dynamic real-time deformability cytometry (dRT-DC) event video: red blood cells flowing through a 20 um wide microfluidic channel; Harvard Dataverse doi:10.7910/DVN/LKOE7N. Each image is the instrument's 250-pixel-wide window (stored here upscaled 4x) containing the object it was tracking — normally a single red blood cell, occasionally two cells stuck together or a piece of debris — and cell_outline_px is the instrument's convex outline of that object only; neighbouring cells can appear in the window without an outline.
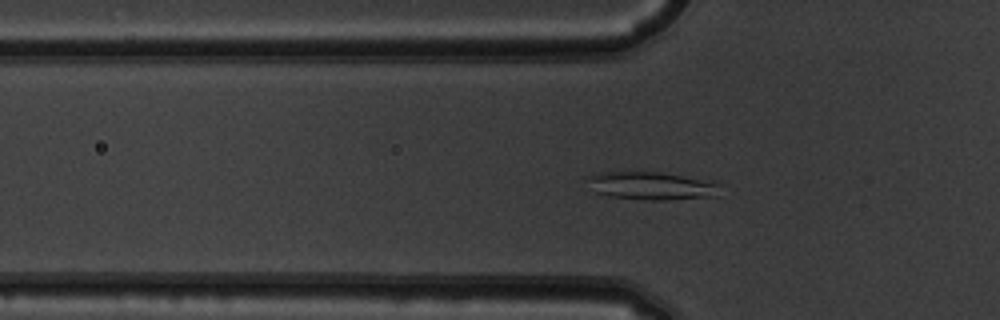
{"species": "common noctule bat (a hibernating species)", "species_latin": "Nyctalus noctula", "temperature_condition": "warm", "stored_images_in_passage": 42, "camera_frame_rate_fps": 3000, "um_per_image_px": 0.085, "animal": {"sex": "male", "body_mass_g": 19.5, "forearm_length_mm": 54.6}, "frame": {"image": 1, "passage_image": 7, "time_ms": 2.0, "image_size_px": [1000, 320], "cell_outline_px": [[720, 196], [668, 200], [644, 200], [608, 196], [596, 192], [588, 180], [588, 176], [596, 172], [656, 172], [680, 176], [716, 184]], "centroid_in_image_um": [55.3, 15.82], "position_along_channel_um": 70.5, "area_um2": 21.04}}
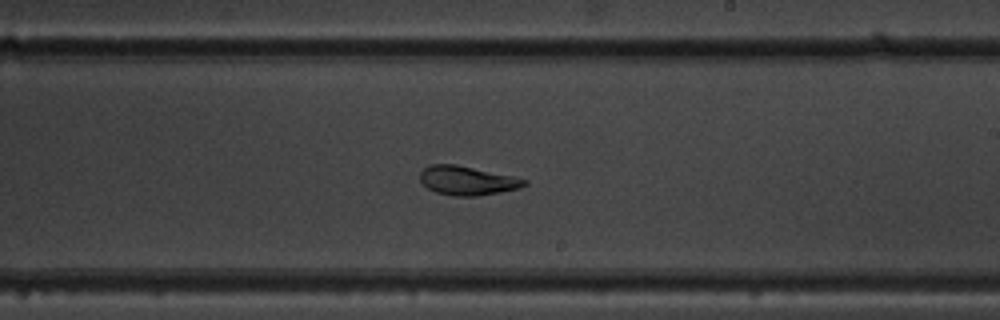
{"frame": {"image": 2, "passage_image": 21, "time_ms": 6.667, "image_size_px": [1000, 320], "cell_outline_px": [[528, 184], [520, 188], [476, 196], [456, 196], [436, 192], [428, 188], [420, 180], [420, 172], [428, 164], [456, 164], [516, 176], [528, 180]], "centroid_in_image_um": [39.74, 15.33], "position_along_channel_um": 249.3, "area_um2": 17.74}}
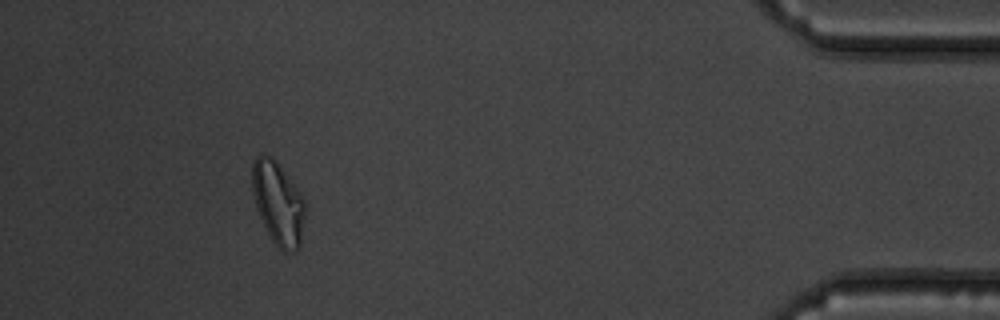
{"frame": {"image": 3, "passage_image": 38, "time_ms": 12.333, "image_size_px": [1000, 320], "cell_outline_px": [[308, 208], [300, 248], [296, 252], [284, 252], [272, 240], [256, 208], [252, 192], [252, 160], [256, 156], [268, 156], [276, 160], [300, 192]], "centroid_in_image_um": [23.68, 17.3], "position_along_channel_um": 411.5, "area_um2": 25.95}, "authors_computed_cell_mechanics": {"area_um2": 18.9584, "velocity_mm_per_s": 3.8392, "shape_relaxation_time_tau1_ms": 7.5199, "shape_relaxation_time_tau2_ms": 2.1787, "deformation_change_tau1": 0.1946, "deformation_change_tau2": 0.0536}}